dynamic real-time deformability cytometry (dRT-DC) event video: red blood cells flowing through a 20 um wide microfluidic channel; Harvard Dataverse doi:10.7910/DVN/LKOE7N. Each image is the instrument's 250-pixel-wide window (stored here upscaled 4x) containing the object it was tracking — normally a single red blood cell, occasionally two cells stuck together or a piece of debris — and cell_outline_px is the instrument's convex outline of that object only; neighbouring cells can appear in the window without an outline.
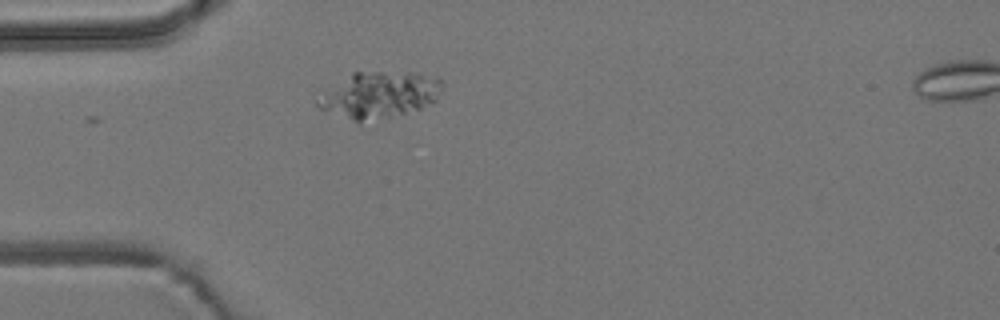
{"species": "common noctule bat (a hibernating species)", "species_latin": "Nyctalus noctula", "temperature_condition": "room temperature", "stored_images_in_passage": 3, "camera_frame_rate_fps": 3000, "um_per_image_px": 0.085, "animal": {"sex": "male", "body_mass_g": 19.2, "forearm_length_mm": 51.8}, "frame": {"image": 1, "passage_image": 2, "time_ms": 1.333, "image_size_px": [1000, 320], "cell_outline_px": [[444, 84], [436, 100], [432, 104], [420, 108], [392, 116], [360, 120], [352, 120], [320, 108], [316, 104], [316, 88], [352, 72], [416, 72], [440, 76], [444, 80]], "centroid_in_image_um": [32.16, 7.99], "position_along_channel_um": 52.8, "area_um2": 34.56}}